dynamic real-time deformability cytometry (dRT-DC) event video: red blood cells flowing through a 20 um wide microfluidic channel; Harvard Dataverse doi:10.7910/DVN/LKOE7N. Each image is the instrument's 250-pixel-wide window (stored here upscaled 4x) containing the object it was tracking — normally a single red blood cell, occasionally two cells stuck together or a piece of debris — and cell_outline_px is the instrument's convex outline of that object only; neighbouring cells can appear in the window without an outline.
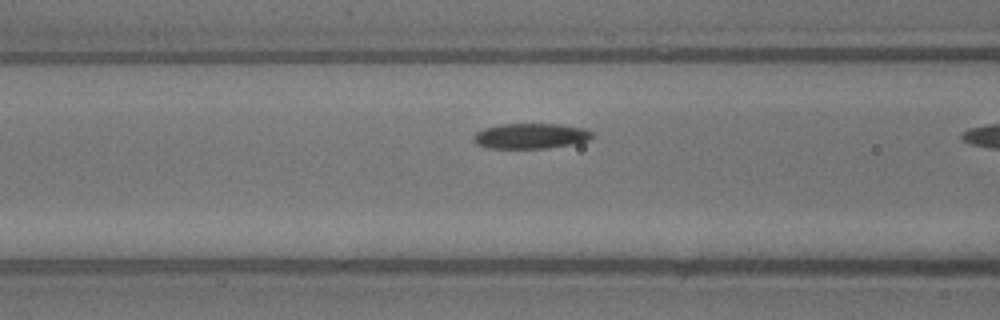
{"species": "common noctule bat (a hibernating species)", "species_latin": "Nyctalus noctula", "temperature_condition": "warm", "stored_images_in_passage": 10, "camera_frame_rate_fps": 3000, "um_per_image_px": 0.085, "animal": {"sex": "male", "body_mass_g": 13.3}, "frame": {"image": 1, "passage_image": 9, "time_ms": 2.667, "image_size_px": [1000, 320], "cell_outline_px": [[592, 136], [588, 140], [572, 144], [548, 148], [488, 148], [476, 144], [472, 140], [472, 136], [476, 132], [484, 128], [500, 124], [560, 124], [584, 128], [592, 132]], "centroid_in_image_um": [45.06, 11.56], "position_along_channel_um": 121.5, "area_um2": 17.57}}